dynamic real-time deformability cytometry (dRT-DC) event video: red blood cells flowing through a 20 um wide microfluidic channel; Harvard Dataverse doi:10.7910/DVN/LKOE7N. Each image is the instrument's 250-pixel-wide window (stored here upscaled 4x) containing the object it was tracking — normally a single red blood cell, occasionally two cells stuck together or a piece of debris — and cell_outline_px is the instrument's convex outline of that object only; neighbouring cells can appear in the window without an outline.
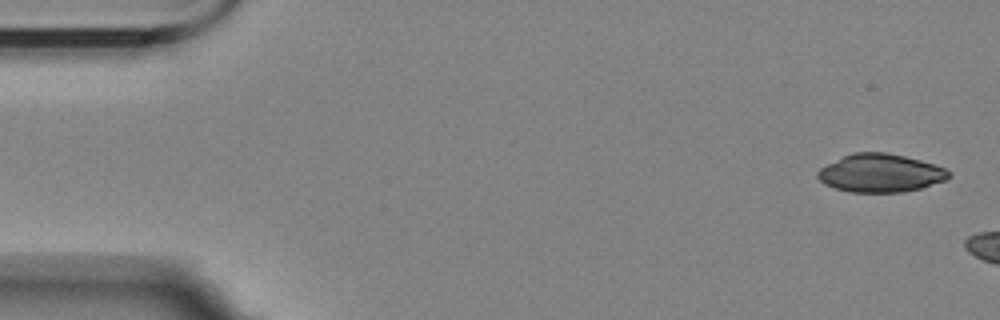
{"species": "Egyptian fruit bat (a non-hibernating species)", "species_latin": "Rousettus aegyptiacus", "temperature_condition": "room temperature", "stored_images_in_passage": 2, "camera_frame_rate_fps": 3000, "um_per_image_px": 0.085, "animal": {"sex": "female"}, "frame": {"image": 1, "passage_image": 1, "time_ms": 0.0, "image_size_px": [1000, 320], "cell_outline_px": [[952, 176], [948, 180], [920, 188], [900, 192], [852, 192], [836, 188], [824, 184], [816, 176], [816, 172], [820, 168], [852, 152], [884, 152], [904, 156], [920, 160], [944, 168], [952, 172]], "centroid_in_image_um": [74.86, 14.71], "position_along_channel_um": 10.1, "area_um2": 29.07}}